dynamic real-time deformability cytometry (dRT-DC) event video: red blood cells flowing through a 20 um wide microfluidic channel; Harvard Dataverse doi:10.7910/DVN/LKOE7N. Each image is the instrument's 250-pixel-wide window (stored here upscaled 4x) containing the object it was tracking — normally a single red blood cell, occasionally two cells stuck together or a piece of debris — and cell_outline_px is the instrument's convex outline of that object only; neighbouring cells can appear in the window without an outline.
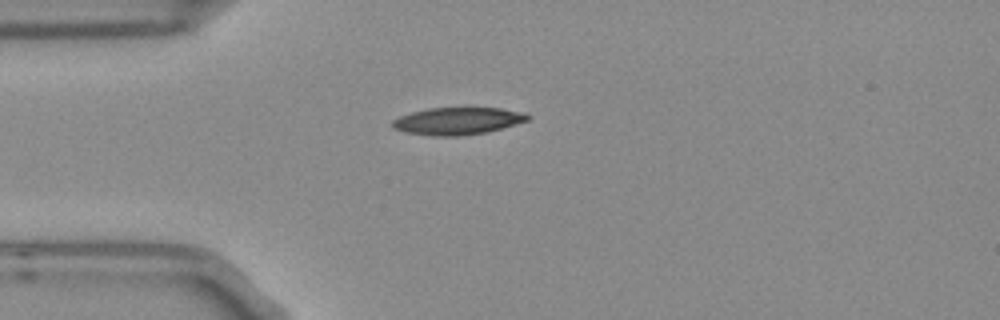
{"species": "Egyptian fruit bat (a non-hibernating species)", "species_latin": "Rousettus aegyptiacus", "temperature_condition": "room temperature", "stored_images_in_passage": 2, "camera_frame_rate_fps": 3000, "um_per_image_px": 0.085, "frame": {"image": 1, "passage_image": 1, "time_ms": 0.0, "image_size_px": [1000, 320], "cell_outline_px": [[528, 120], [488, 132], [460, 136], [432, 136], [404, 132], [392, 128], [392, 120], [400, 116], [412, 112], [428, 108], [500, 108], [516, 112], [528, 116]], "centroid_in_image_um": [38.8, 10.3], "position_along_channel_um": 46.2, "area_um2": 21.21}}